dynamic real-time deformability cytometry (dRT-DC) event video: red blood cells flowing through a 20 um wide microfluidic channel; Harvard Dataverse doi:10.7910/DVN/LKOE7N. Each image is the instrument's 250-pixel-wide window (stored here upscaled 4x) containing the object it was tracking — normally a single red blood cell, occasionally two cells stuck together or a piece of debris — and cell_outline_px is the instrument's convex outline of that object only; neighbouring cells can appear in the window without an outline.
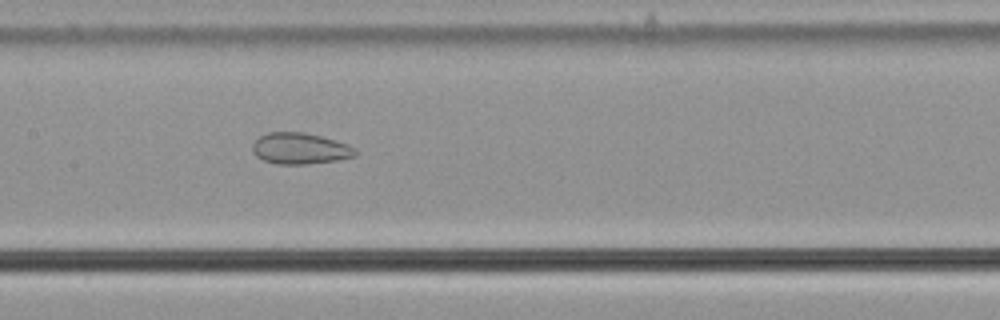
{"species": "common noctule bat (a hibernating species)", "species_latin": "Nyctalus noctula", "temperature_condition": "cold", "stored_images_in_passage": 47, "camera_frame_rate_fps": 3000, "um_per_image_px": 0.085, "animal": {"sex": "male", "body_mass_g": 21.5, "forearm_length_mm": 52.0}, "frame": {"image": 1, "passage_image": 19, "time_ms": 6.0, "image_size_px": [1000, 320], "cell_outline_px": [[356, 156], [336, 160], [304, 164], [276, 164], [264, 160], [256, 156], [252, 152], [252, 144], [260, 136], [268, 132], [304, 132], [336, 140], [348, 144], [356, 148]], "centroid_in_image_um": [25.5, 12.62], "position_along_channel_um": 181.9, "area_um2": 18.73}}
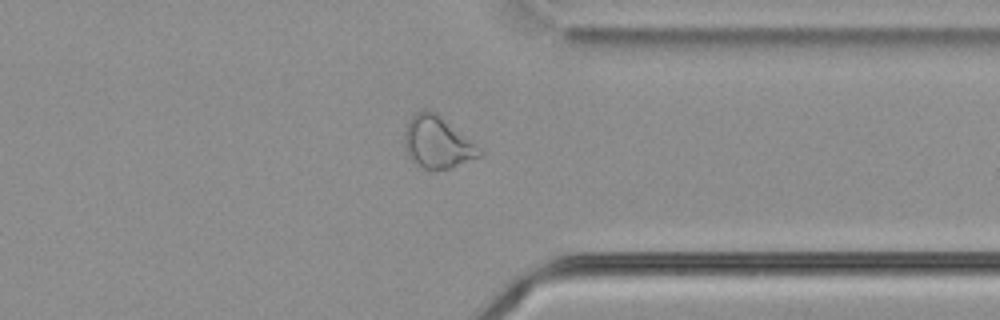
{"frame": {"image": 2, "passage_image": 35, "time_ms": 11.333, "image_size_px": [1000, 320], "cell_outline_px": [[484, 156], [448, 168], [420, 168], [408, 156], [404, 144], [404, 132], [412, 116], [416, 112], [424, 108], [436, 112], [484, 148]], "centroid_in_image_um": [37.24, 12.08], "position_along_channel_um": 374.2, "area_um2": 23.06}}
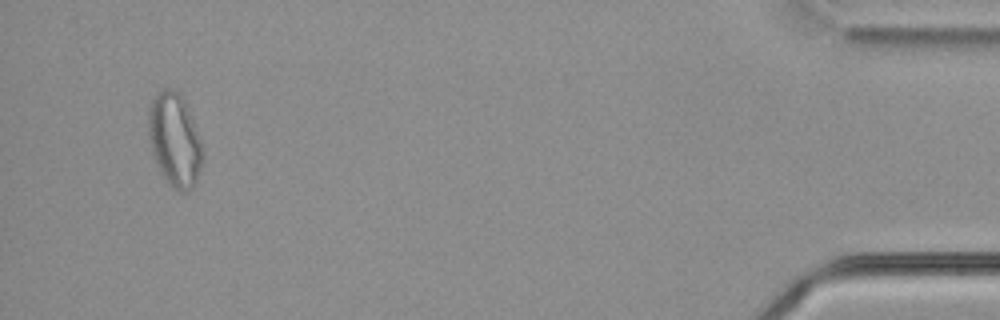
{"frame": {"image": 3, "passage_image": 45, "time_ms": 14.667, "image_size_px": [1000, 320], "cell_outline_px": [[204, 156], [196, 180], [192, 188], [184, 192], [180, 192], [168, 184], [160, 172], [152, 152], [148, 136], [148, 108], [156, 92], [164, 88], [172, 88], [184, 100], [188, 108], [200, 140], [204, 152]], "centroid_in_image_um": [14.82, 11.89], "position_along_channel_um": 420.4, "area_um2": 29.48}, "authors_computed_cell_mechanics": {"area_um2": 23.4668, "velocity_mm_per_s": 3.6547, "shape_relaxation_time_tau1_ms": null, "shape_relaxation_time_tau2_ms": 3.0951, "deformation_change_tau1": null, "deformation_change_tau2": 0.1048}}